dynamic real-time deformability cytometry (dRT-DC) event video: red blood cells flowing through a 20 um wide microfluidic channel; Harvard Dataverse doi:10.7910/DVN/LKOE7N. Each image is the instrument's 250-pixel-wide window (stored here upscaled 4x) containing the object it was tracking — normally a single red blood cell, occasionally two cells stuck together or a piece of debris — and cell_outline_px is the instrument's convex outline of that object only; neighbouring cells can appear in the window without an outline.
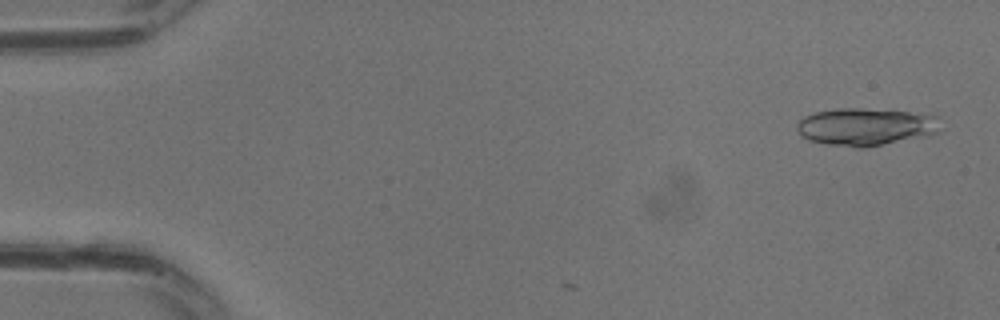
{"species": "common noctule bat (a hibernating species)", "species_latin": "Nyctalus noctula", "temperature_condition": "warm", "stored_images_in_passage": 5, "camera_frame_rate_fps": 3000, "um_per_image_px": 0.085, "animal": {"sex": "male", "body_mass_g": 13.3}, "frame": {"image": 1, "passage_image": 2, "time_ms": 0.333, "image_size_px": [1000, 320], "cell_outline_px": [[940, 132], [928, 136], [864, 148], [856, 148], [828, 144], [808, 140], [800, 136], [796, 128], [796, 124], [804, 116], [812, 112], [836, 108], [860, 108], [908, 112], [936, 116]], "centroid_in_image_um": [73.53, 10.78], "position_along_channel_um": 11.5, "area_um2": 31.56}}